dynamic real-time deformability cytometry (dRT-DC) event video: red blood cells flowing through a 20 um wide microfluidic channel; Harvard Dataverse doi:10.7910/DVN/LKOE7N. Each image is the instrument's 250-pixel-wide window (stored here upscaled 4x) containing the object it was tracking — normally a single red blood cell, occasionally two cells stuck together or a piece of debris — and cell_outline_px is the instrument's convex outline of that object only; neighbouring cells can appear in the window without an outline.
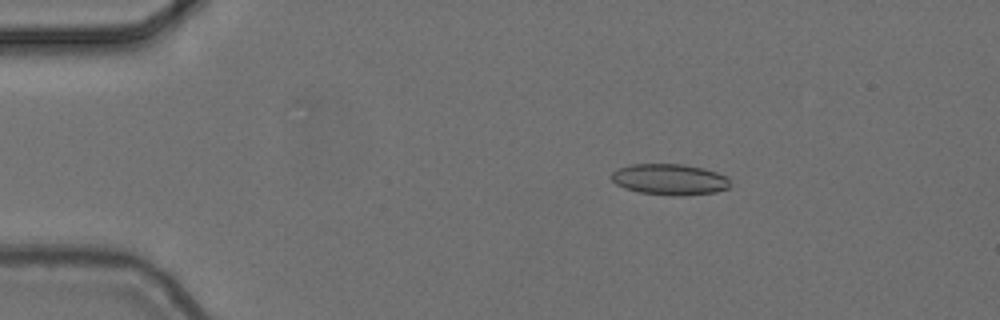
{"species": "common noctule bat (a hibernating species)", "species_latin": "Nyctalus noctula", "temperature_condition": "cold", "stored_images_in_passage": 5, "camera_frame_rate_fps": 3000, "um_per_image_px": 0.085, "animal": {"sex": "female", "body_mass_g": 24.6, "forearm_length_mm": 56.2}, "frame": {"image": 1, "passage_image": 2, "time_ms": 0.333, "image_size_px": [1000, 320], "cell_outline_px": [[728, 188], [716, 192], [676, 196], [672, 196], [640, 192], [624, 188], [616, 184], [612, 180], [612, 172], [616, 168], [632, 164], [684, 164], [704, 168], [728, 176]], "centroid_in_image_um": [56.9, 15.24], "position_along_channel_um": 28.1, "area_um2": 21.5}}
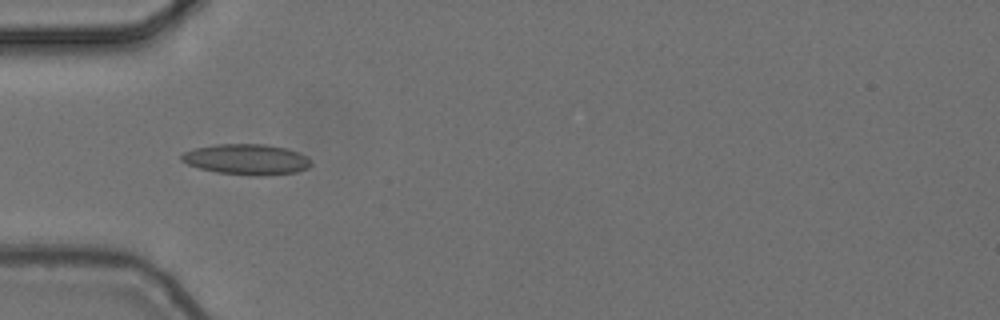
{"frame": {"image": 2, "passage_image": 4, "time_ms": 1.0, "image_size_px": [1000, 320], "cell_outline_px": [[312, 164], [308, 168], [296, 172], [260, 176], [252, 176], [216, 172], [200, 168], [188, 164], [180, 160], [180, 156], [184, 152], [196, 148], [216, 144], [268, 144], [288, 148], [300, 152], [308, 156], [312, 160]], "centroid_in_image_um": [21.02, 13.54], "position_along_channel_um": 64.0, "area_um2": 23.41}}
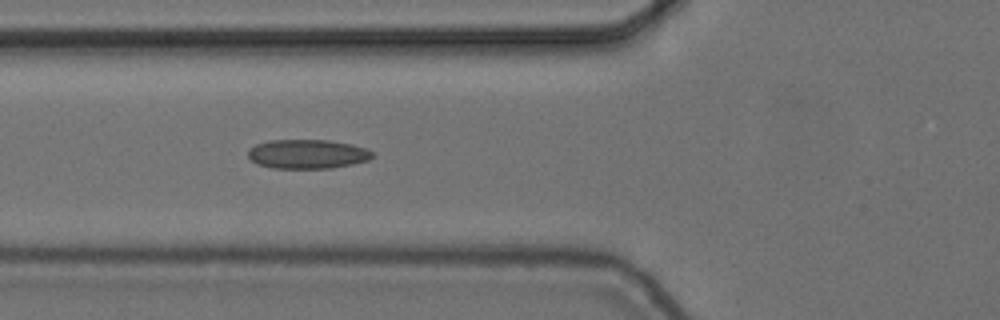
{"frame": {"image": 3, "passage_image": 5, "time_ms": 1.333, "image_size_px": [1000, 320], "cell_outline_px": [[372, 156], [368, 160], [352, 164], [332, 168], [272, 168], [256, 164], [248, 156], [248, 148], [256, 144], [268, 140], [328, 140], [352, 144], [364, 148], [372, 152]], "centroid_in_image_um": [26.08, 13.09], "position_along_channel_um": 99.7, "area_um2": 21.15}}